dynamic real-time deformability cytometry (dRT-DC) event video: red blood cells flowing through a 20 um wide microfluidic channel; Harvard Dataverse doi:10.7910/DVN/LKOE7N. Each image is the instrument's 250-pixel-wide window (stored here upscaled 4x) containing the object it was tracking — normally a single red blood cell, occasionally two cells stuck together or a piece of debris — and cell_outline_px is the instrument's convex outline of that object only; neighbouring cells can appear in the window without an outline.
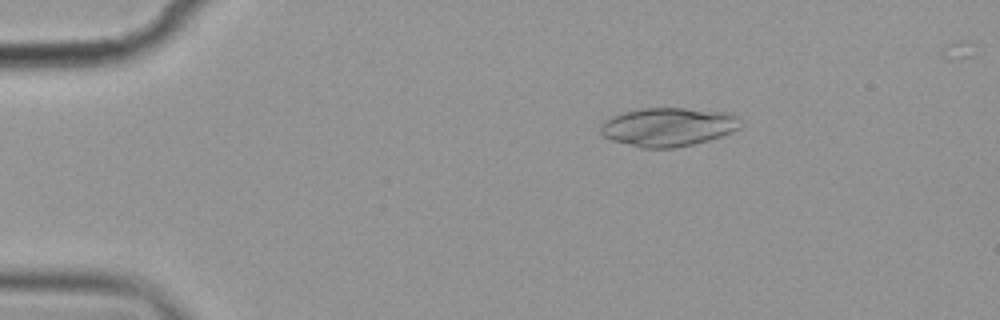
{"species": "common noctule bat (a hibernating species)", "species_latin": "Nyctalus noctula", "temperature_condition": "cold", "stored_images_in_passage": 5, "camera_frame_rate_fps": 3000, "um_per_image_px": 0.085, "animal": {"sex": "female", "body_mass_g": 19.9}, "frame": {"image": 1, "passage_image": 3, "time_ms": 2.333, "image_size_px": [1000, 320], "cell_outline_px": [[740, 128], [732, 132], [708, 140], [676, 148], [640, 148], [612, 140], [604, 136], [600, 132], [600, 124], [604, 120], [612, 116], [624, 112], [644, 108], [684, 108], [732, 112], [740, 116]], "centroid_in_image_um": [56.81, 10.78], "position_along_channel_um": 28.2, "area_um2": 31.79}}